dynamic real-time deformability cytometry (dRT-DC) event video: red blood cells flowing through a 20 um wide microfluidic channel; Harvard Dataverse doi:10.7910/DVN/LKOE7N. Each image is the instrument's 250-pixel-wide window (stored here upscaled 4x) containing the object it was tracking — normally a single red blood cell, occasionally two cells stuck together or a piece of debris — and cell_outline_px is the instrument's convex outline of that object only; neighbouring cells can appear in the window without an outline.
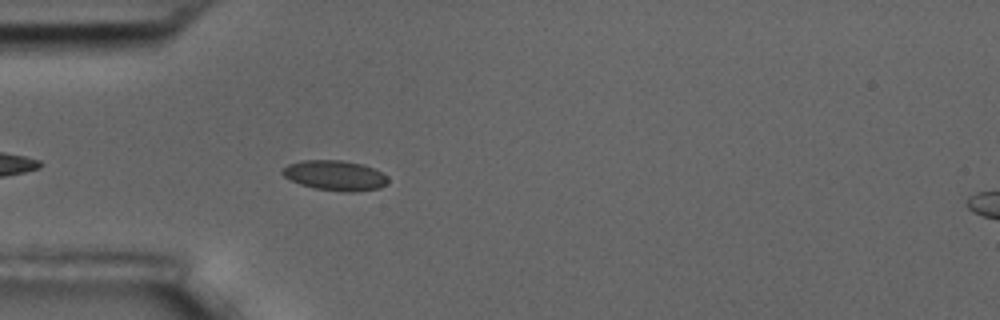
{"species": "common noctule bat (a hibernating species)", "species_latin": "Nyctalus noctula", "temperature_condition": "room temperature", "stored_images_in_passage": 5, "camera_frame_rate_fps": 3000, "um_per_image_px": 0.085, "animal": {"sex": "male", "body_mass_g": 17.5, "forearm_length_mm": 52.3}, "frame": {"image": 1, "passage_image": 5, "time_ms": 5.333, "image_size_px": [1000, 320], "cell_outline_px": [[388, 184], [380, 188], [352, 192], [344, 192], [316, 188], [300, 184], [284, 176], [280, 172], [288, 164], [300, 160], [340, 160], [364, 164], [388, 176]], "centroid_in_image_um": [28.49, 14.91], "position_along_channel_um": 56.5, "area_um2": 18.5}}